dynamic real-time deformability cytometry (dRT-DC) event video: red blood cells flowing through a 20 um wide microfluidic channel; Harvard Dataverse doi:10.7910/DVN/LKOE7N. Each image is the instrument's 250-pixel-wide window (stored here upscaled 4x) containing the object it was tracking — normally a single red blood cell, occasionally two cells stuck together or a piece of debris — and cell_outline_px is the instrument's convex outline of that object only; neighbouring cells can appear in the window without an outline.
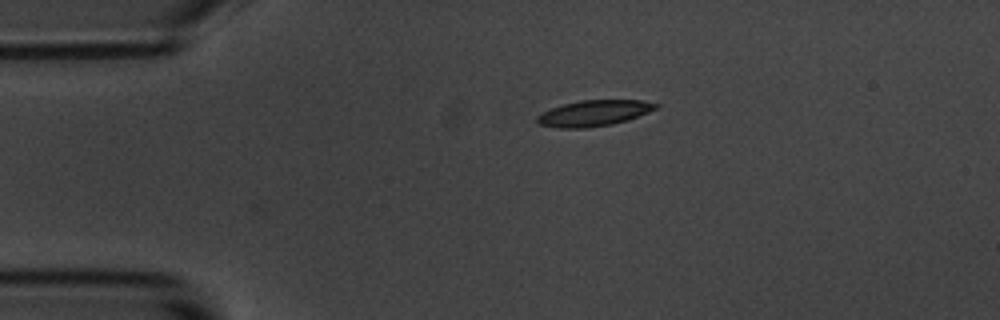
{"species": "common noctule bat (a hibernating species)", "species_latin": "Nyctalus noctula", "temperature_condition": "room temperature", "stored_images_in_passage": 3, "camera_frame_rate_fps": 3000, "um_per_image_px": 0.085, "animal": {"sex": "male", "body_mass_g": 20.1, "forearm_length_mm": 53.5}, "frame": {"image": 1, "passage_image": 1, "time_ms": 0.0, "image_size_px": [1000, 320], "cell_outline_px": [[660, 104], [656, 108], [648, 112], [628, 120], [612, 124], [588, 128], [560, 128], [536, 124], [536, 116], [552, 108], [564, 104], [580, 100], [640, 100]], "centroid_in_image_um": [50.46, 9.62], "position_along_channel_um": 34.5, "area_um2": 17.86}}